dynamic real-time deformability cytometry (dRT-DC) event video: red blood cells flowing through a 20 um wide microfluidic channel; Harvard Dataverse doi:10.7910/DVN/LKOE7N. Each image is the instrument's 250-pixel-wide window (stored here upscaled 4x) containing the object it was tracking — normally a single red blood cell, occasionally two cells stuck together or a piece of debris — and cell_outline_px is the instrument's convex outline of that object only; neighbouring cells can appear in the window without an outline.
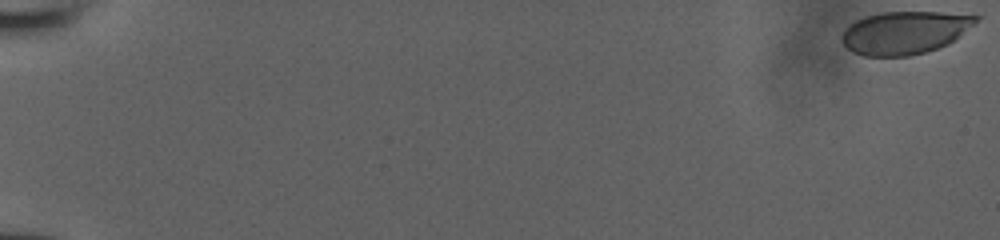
{"species": "human", "species_latin": "Homo sapiens", "temperature_condition": "room temperature", "stored_images_in_passage": 53, "camera_frame_rate_fps": 3000, "um_per_image_px": 0.085, "donor": {"sex": "male"}, "frame": {"image": 1, "passage_image": 1, "time_ms": 0.0, "image_size_px": [1000, 240], "cell_outline_px": [[980, 16], [972, 24], [948, 44], [924, 52], [908, 56], [864, 56], [852, 52], [840, 40], [840, 36], [856, 20], [880, 12], [940, 12]], "centroid_in_image_um": [76.85, 2.78], "position_along_channel_um": 8.2, "area_um2": 32.83}}
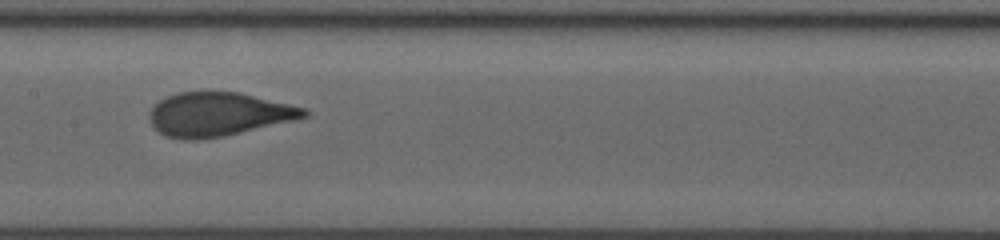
{"frame": {"image": 2, "passage_image": 30, "time_ms": 9.667, "image_size_px": [1000, 240], "cell_outline_px": [[308, 116], [296, 120], [224, 136], [196, 140], [184, 140], [164, 136], [152, 124], [148, 116], [148, 112], [160, 100], [176, 92], [240, 92], [304, 108], [308, 112]], "centroid_in_image_um": [18.55, 9.72], "position_along_channel_um": 188.9, "area_um2": 39.3}}
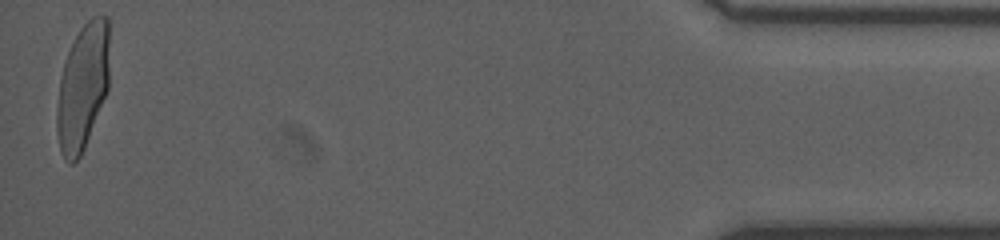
{"frame": {"image": 3, "passage_image": 53, "time_ms": 17.333, "image_size_px": [1000, 240], "cell_outline_px": [[108, 88], [84, 148], [80, 156], [72, 164], [68, 164], [64, 160], [60, 152], [56, 132], [56, 108], [60, 76], [68, 52], [80, 28], [92, 16], [108, 16]], "centroid_in_image_um": [6.99, 7.42], "position_along_channel_um": 428.2, "area_um2": 38.55}}